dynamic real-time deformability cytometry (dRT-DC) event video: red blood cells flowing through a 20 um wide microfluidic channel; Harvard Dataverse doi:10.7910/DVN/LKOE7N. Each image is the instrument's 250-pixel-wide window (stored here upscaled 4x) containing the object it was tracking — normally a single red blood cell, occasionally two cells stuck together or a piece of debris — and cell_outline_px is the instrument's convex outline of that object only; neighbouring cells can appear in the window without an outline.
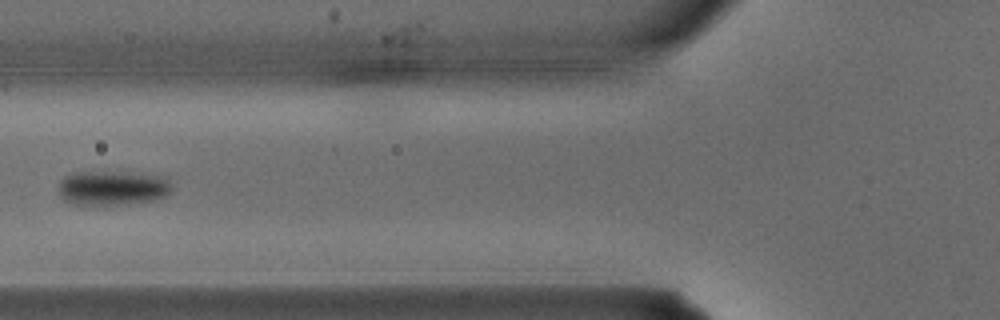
{"species": "common noctule bat (a hibernating species)", "species_latin": "Nyctalus noctula", "temperature_condition": "warm", "stored_images_in_passage": 4, "camera_frame_rate_fps": 3000, "um_per_image_px": 0.085, "animal": {"sex": "male", "body_mass_g": 15.6}, "frame": {"image": 1, "passage_image": 4, "time_ms": 1.0, "image_size_px": [1000, 320], "cell_outline_px": [[172, 188], [168, 196], [156, 200], [132, 204], [104, 208], [72, 204], [64, 200], [60, 196], [56, 188], [60, 180], [64, 176], [72, 172], [112, 172], [164, 176], [172, 184]], "centroid_in_image_um": [9.52, 16.04], "position_along_channel_um": 116.3, "area_um2": 23.99}}